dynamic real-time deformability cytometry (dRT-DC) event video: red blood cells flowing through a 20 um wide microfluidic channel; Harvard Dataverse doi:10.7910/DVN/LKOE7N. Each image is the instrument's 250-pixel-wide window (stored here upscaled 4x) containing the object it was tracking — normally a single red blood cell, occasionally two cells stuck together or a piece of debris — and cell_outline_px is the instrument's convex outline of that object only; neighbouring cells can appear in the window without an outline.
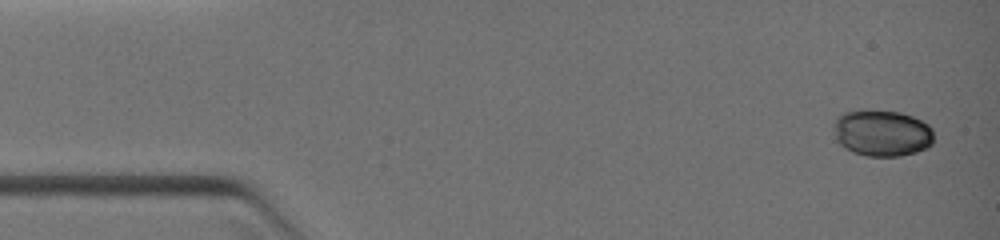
{"species": "common noctule bat (a hibernating species)", "species_latin": "Nyctalus noctula", "temperature_condition": "warm", "stored_images_in_passage": 4, "camera_frame_rate_fps": 3000, "um_per_image_px": 0.085, "animal": {"sex": "female", "body_mass_g": 19.0, "forearm_length_mm": 51.5}, "frame": {"image": 1, "passage_image": 1, "time_ms": 0.0, "image_size_px": [1000, 240], "cell_outline_px": [[932, 144], [928, 148], [916, 152], [900, 156], [868, 156], [852, 152], [844, 148], [836, 140], [836, 120], [844, 112], [860, 108], [868, 108], [900, 112], [912, 116], [928, 124], [932, 128]], "centroid_in_image_um": [74.98, 11.29], "position_along_channel_um": 10.0, "area_um2": 27.4}}